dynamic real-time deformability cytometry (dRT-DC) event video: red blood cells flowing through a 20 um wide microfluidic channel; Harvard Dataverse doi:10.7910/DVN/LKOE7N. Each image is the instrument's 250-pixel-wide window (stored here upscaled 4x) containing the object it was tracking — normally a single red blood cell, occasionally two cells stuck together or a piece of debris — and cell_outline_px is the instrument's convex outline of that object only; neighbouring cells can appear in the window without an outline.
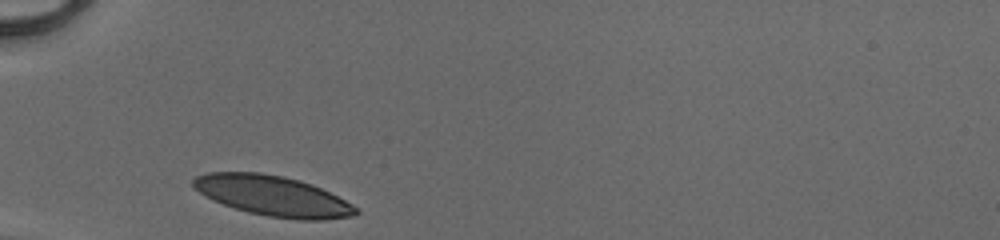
{"species": "human", "species_latin": "Homo sapiens", "temperature_condition": "cold", "stored_images_in_passage": 26, "camera_frame_rate_fps": 3000, "um_per_image_px": 0.085, "donor": {"sex": "male"}, "frame": {"image": 1, "passage_image": 1, "time_ms": 0.0, "image_size_px": [1000, 240], "cell_outline_px": [[360, 212], [356, 216], [324, 220], [296, 220], [268, 216], [248, 212], [212, 200], [200, 192], [192, 184], [192, 180], [196, 176], [208, 172], [260, 172], [284, 176], [300, 180], [312, 184], [352, 204]], "centroid_in_image_um": [23.21, 16.65], "position_along_channel_um": 61.8, "area_um2": 38.09}}
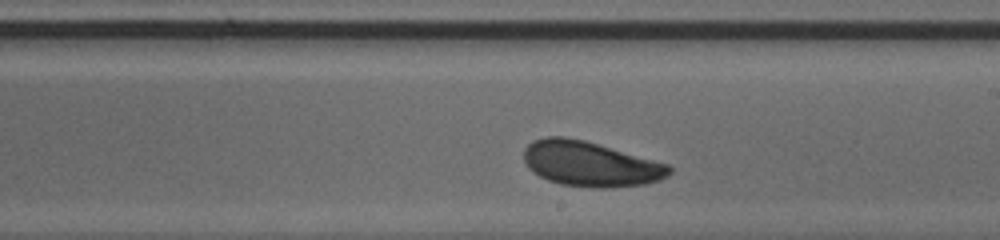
{"frame": {"image": 2, "passage_image": 15, "time_ms": 4.667, "image_size_px": [1000, 240], "cell_outline_px": [[672, 172], [668, 176], [660, 180], [644, 184], [612, 188], [592, 188], [560, 184], [548, 180], [532, 172], [528, 168], [524, 160], [524, 148], [532, 140], [548, 136], [564, 136], [584, 140], [668, 164], [672, 168]], "centroid_in_image_um": [50.16, 13.94], "position_along_channel_um": 238.8, "area_um2": 38.32}}
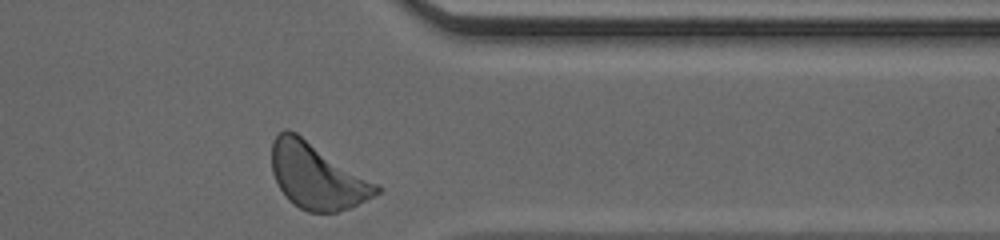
{"frame": {"image": 3, "passage_image": 26, "time_ms": 8.333, "image_size_px": [1000, 240], "cell_outline_px": [[380, 192], [348, 208], [336, 212], [308, 212], [300, 208], [288, 200], [280, 188], [272, 172], [272, 140], [284, 128], [288, 128], [296, 132], [380, 184]], "centroid_in_image_um": [26.94, 14.94], "position_along_channel_um": 384.5, "area_um2": 40.06}, "authors_computed_cell_mechanics": {"area_um2": 37.7434, "velocity_mm_per_s": 4.0567, "shape_relaxation_time_tau1_ms": null, "shape_relaxation_time_tau2_ms": 4.2725, "deformation_change_tau1": null, "deformation_change_tau2": 0.0982}}